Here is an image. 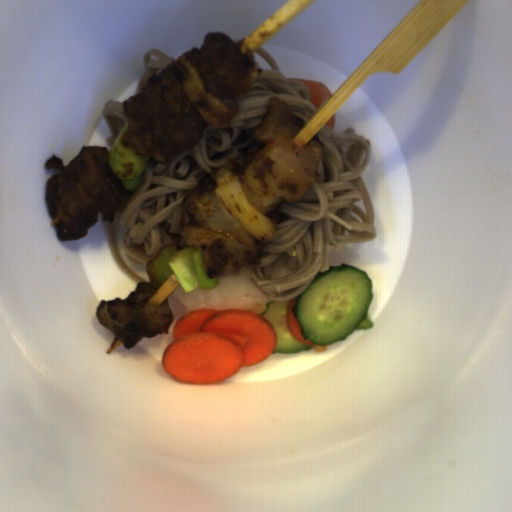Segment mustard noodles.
I'll return each instance as SVG.
<instances>
[{
	"label": "mustard noodles",
	"mask_w": 512,
	"mask_h": 512,
	"mask_svg": "<svg viewBox=\"0 0 512 512\" xmlns=\"http://www.w3.org/2000/svg\"><path fill=\"white\" fill-rule=\"evenodd\" d=\"M102 225H103V231H104L107 247H108L116 265L136 285H138V283H145L146 280L143 279L142 277H140L139 275H137L136 273H134L127 266V264L122 260L113 222L102 220Z\"/></svg>",
	"instance_id": "mustard-noodles-5"
},
{
	"label": "mustard noodles",
	"mask_w": 512,
	"mask_h": 512,
	"mask_svg": "<svg viewBox=\"0 0 512 512\" xmlns=\"http://www.w3.org/2000/svg\"><path fill=\"white\" fill-rule=\"evenodd\" d=\"M176 60L174 57H169L161 50L149 49L145 51L143 67L145 72L137 86L136 95H138L143 87L147 84L148 78L157 72H162L171 62Z\"/></svg>",
	"instance_id": "mustard-noodles-4"
},
{
	"label": "mustard noodles",
	"mask_w": 512,
	"mask_h": 512,
	"mask_svg": "<svg viewBox=\"0 0 512 512\" xmlns=\"http://www.w3.org/2000/svg\"><path fill=\"white\" fill-rule=\"evenodd\" d=\"M101 113L110 132L105 141L111 147L126 122L123 112V101L106 100Z\"/></svg>",
	"instance_id": "mustard-noodles-3"
},
{
	"label": "mustard noodles",
	"mask_w": 512,
	"mask_h": 512,
	"mask_svg": "<svg viewBox=\"0 0 512 512\" xmlns=\"http://www.w3.org/2000/svg\"><path fill=\"white\" fill-rule=\"evenodd\" d=\"M271 69L257 68V80L250 92L234 102L237 114L229 127L206 126L194 148L172 155L166 164L148 163L138 189L126 192V206L114 214L124 229L121 247L128 260L146 265L166 245L181 242L183 227L190 221L184 199L210 170L234 159L239 166L244 150L263 148L254 141V129L264 119L271 97H280L291 114L306 126L317 108L309 100L306 84L288 78L276 60L261 46L255 51Z\"/></svg>",
	"instance_id": "mustard-noodles-2"
},
{
	"label": "mustard noodles",
	"mask_w": 512,
	"mask_h": 512,
	"mask_svg": "<svg viewBox=\"0 0 512 512\" xmlns=\"http://www.w3.org/2000/svg\"><path fill=\"white\" fill-rule=\"evenodd\" d=\"M312 139L325 155L318 178L298 203L282 202L273 237L257 266H244L270 302L300 296L319 272L329 270L328 250L341 243L375 240L374 205L364 181L372 143L353 127L344 132L321 126Z\"/></svg>",
	"instance_id": "mustard-noodles-1"
}]
</instances>
